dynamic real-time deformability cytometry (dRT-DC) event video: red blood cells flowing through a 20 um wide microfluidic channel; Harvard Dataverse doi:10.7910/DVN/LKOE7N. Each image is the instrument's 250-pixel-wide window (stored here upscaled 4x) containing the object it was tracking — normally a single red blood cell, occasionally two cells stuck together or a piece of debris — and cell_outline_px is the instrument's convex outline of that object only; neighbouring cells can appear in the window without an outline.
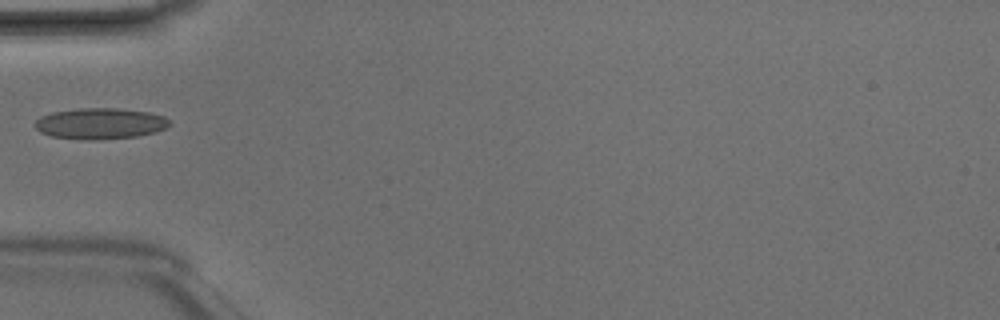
{"species": "Egyptian fruit bat (a non-hibernating species)", "species_latin": "Rousettus aegyptiacus", "temperature_condition": "room temperature", "stored_images_in_passage": 4, "camera_frame_rate_fps": 3000, "um_per_image_px": 0.085, "animal": {"sex": "male"}, "frame": {"image": 1, "passage_image": 4, "time_ms": 1.0, "image_size_px": [1000, 320], "cell_outline_px": [[172, 124], [156, 132], [136, 136], [96, 140], [88, 140], [52, 136], [40, 132], [32, 124], [40, 116], [52, 112], [80, 108], [116, 108], [148, 112], [164, 116], [172, 120]], "centroid_in_image_um": [8.52, 10.5], "position_along_channel_um": 76.5, "area_um2": 24.45}}